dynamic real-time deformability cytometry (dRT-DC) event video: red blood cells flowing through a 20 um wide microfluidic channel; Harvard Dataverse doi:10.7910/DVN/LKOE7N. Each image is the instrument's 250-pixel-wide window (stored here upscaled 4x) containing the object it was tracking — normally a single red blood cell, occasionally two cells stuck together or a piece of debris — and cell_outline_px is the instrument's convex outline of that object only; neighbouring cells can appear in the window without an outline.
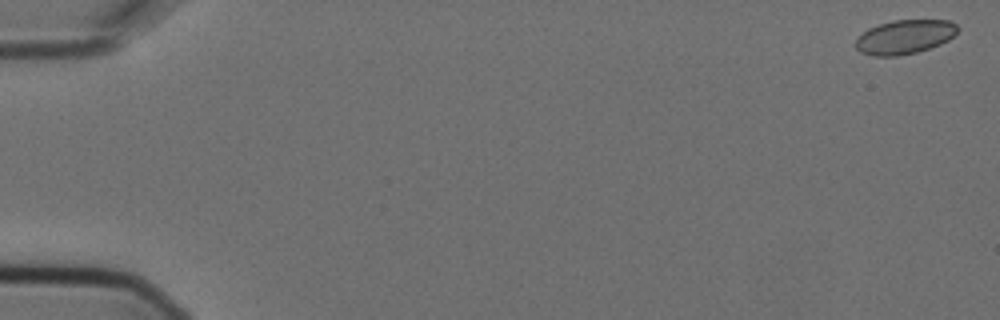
{"species": "Egyptian fruit bat (a non-hibernating species)", "species_latin": "Rousettus aegyptiacus", "temperature_condition": "cold", "stored_images_in_passage": 5, "camera_frame_rate_fps": 3000, "um_per_image_px": 0.085, "animal": {"sex": "female"}, "frame": {"image": 1, "passage_image": 1, "time_ms": 0.0, "image_size_px": [1000, 320], "cell_outline_px": [[960, 28], [948, 40], [940, 44], [916, 52], [896, 56], [876, 56], [860, 52], [856, 48], [856, 40], [868, 28], [892, 20], [948, 20], [956, 24]], "centroid_in_image_um": [76.9, 3.13], "position_along_channel_um": 8.1, "area_um2": 20.06}}
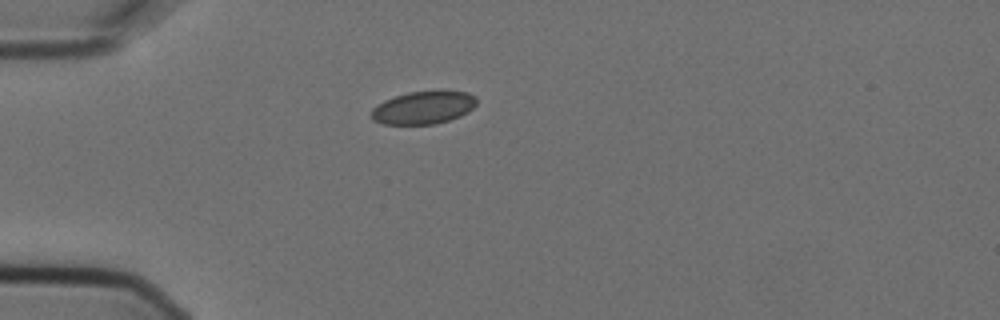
{"frame": {"image": 2, "passage_image": 5, "time_ms": 1.333, "image_size_px": [1000, 320], "cell_outline_px": [[476, 104], [468, 112], [460, 116], [436, 124], [384, 124], [372, 120], [372, 108], [384, 100], [408, 92], [440, 88], [444, 88], [468, 92], [476, 96]], "centroid_in_image_um": [36.04, 9.1], "position_along_channel_um": 49.0, "area_um2": 20.75}}